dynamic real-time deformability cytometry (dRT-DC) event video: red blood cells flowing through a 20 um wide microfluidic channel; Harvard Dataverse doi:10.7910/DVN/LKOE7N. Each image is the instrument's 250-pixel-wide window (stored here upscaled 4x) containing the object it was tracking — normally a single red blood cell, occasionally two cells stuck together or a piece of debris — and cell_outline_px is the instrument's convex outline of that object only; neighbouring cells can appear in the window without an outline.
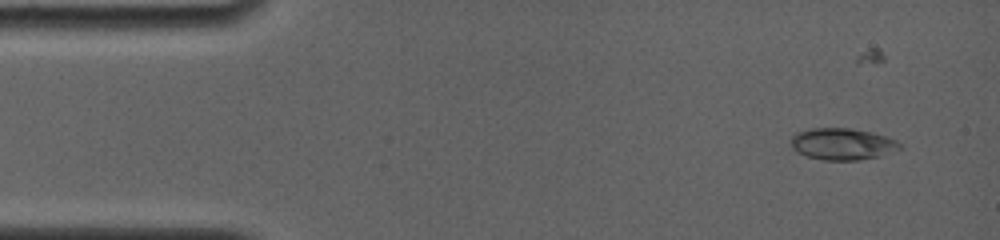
{"species": "common noctule bat (a hibernating species)", "species_latin": "Nyctalus noctula", "temperature_condition": "room temperature", "stored_images_in_passage": 7, "camera_frame_rate_fps": 4000, "um_per_image_px": 0.085, "animal": {"sex": "female", "body_mass_g": 19.0, "forearm_length_mm": 56.7}, "frame": {"image": 1, "passage_image": 2, "time_ms": 1.0, "image_size_px": [1000, 240], "cell_outline_px": [[904, 148], [880, 156], [860, 160], [824, 160], [808, 156], [792, 148], [792, 136], [796, 132], [812, 128], [848, 128], [872, 132], [896, 140]], "centroid_in_image_um": [71.64, 12.24], "position_along_channel_um": 13.4, "area_um2": 20.0}}
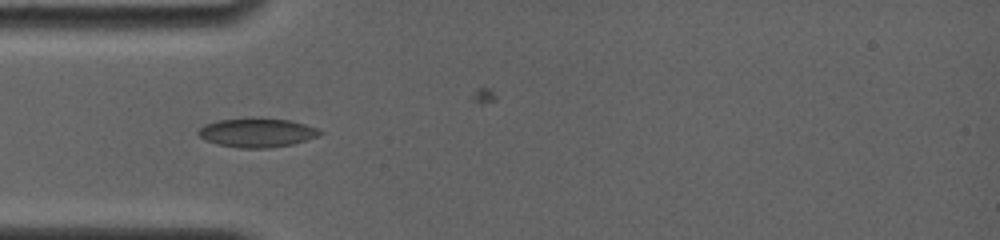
{"frame": {"image": 2, "passage_image": 6, "time_ms": 4.75, "image_size_px": [1000, 240], "cell_outline_px": [[324, 132], [320, 136], [292, 144], [268, 148], [240, 148], [216, 144], [204, 140], [196, 132], [204, 124], [216, 120], [256, 116], [292, 120], [316, 128]], "centroid_in_image_um": [21.83, 11.25], "position_along_channel_um": 63.2, "area_um2": 21.15}}